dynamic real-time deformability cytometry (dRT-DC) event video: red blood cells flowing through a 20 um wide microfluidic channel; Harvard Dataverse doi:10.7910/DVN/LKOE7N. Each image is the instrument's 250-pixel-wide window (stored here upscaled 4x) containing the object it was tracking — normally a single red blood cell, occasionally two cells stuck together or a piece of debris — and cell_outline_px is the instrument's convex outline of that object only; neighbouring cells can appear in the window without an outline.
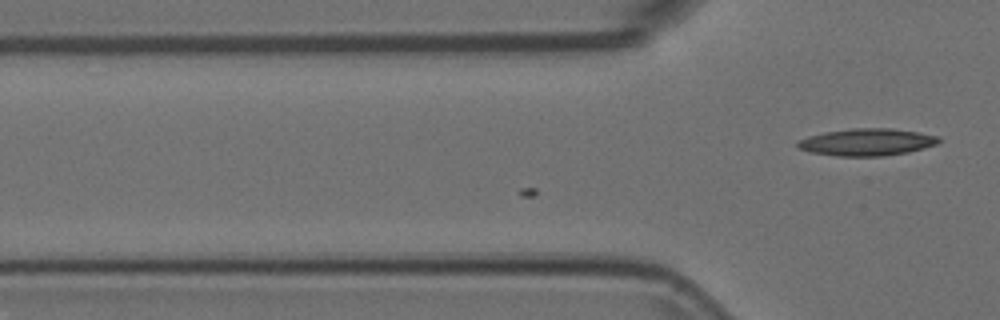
{"species": "Egyptian fruit bat (a non-hibernating species)", "species_latin": "Rousettus aegyptiacus", "temperature_condition": "room temperature", "stored_images_in_passage": 10, "camera_frame_rate_fps": 3000, "um_per_image_px": 0.085, "animal": {"sex": "female"}, "frame": {"image": 1, "passage_image": 10, "time_ms": 3.0, "image_size_px": [1000, 320], "cell_outline_px": [[940, 140], [936, 144], [924, 148], [908, 152], [884, 156], [836, 156], [812, 152], [800, 148], [796, 144], [796, 140], [808, 136], [824, 132], [852, 128], [892, 128], [920, 132], [940, 136]], "centroid_in_image_um": [73.7, 12.07], "position_along_channel_um": 52.1, "area_um2": 22.43}}